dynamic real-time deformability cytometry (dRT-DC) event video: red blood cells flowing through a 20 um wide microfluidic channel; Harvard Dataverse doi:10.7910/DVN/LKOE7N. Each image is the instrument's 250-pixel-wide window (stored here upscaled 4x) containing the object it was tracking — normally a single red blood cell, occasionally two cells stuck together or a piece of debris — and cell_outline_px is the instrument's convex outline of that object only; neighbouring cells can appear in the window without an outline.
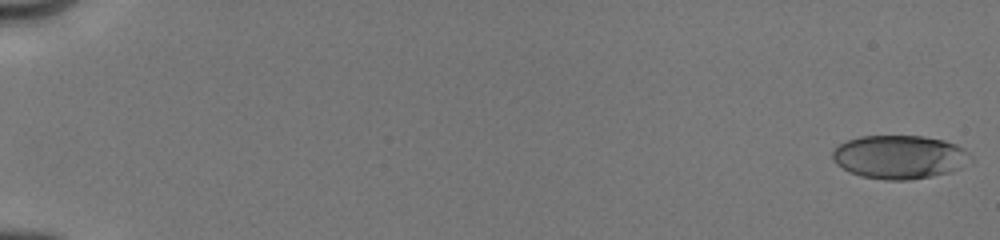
{"species": "human", "species_latin": "Homo sapiens", "temperature_condition": "cold", "stored_images_in_passage": 57, "camera_frame_rate_fps": 3000, "um_per_image_px": 0.085, "donor": {"sex": "male"}, "frame": {"image": 1, "passage_image": 1, "time_ms": 0.0, "image_size_px": [1000, 240], "cell_outline_px": [[972, 160], [960, 168], [952, 172], [932, 176], [908, 180], [884, 180], [860, 176], [836, 164], [832, 160], [832, 152], [840, 144], [848, 140], [860, 136], [924, 136], [944, 140], [956, 144], [964, 148], [972, 156]], "centroid_in_image_um": [76.49, 13.34], "position_along_channel_um": 8.5, "area_um2": 35.2}}
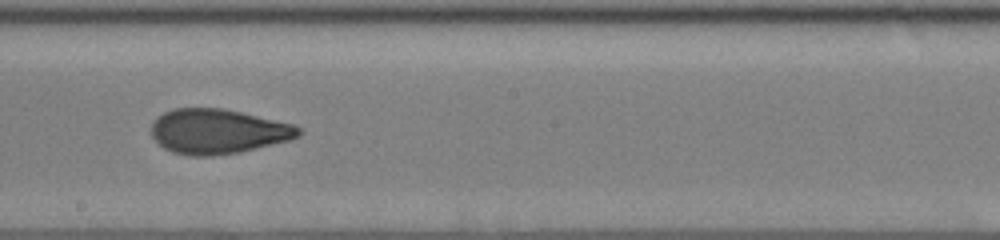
{"frame": {"image": 2, "passage_image": 32, "time_ms": 10.333, "image_size_px": [1000, 240], "cell_outline_px": [[300, 136], [288, 140], [240, 152], [212, 156], [192, 156], [172, 152], [164, 148], [152, 136], [152, 120], [156, 116], [172, 108], [224, 108], [296, 124], [300, 128]], "centroid_in_image_um": [18.51, 11.16], "position_along_channel_um": 229.7, "area_um2": 38.61}}
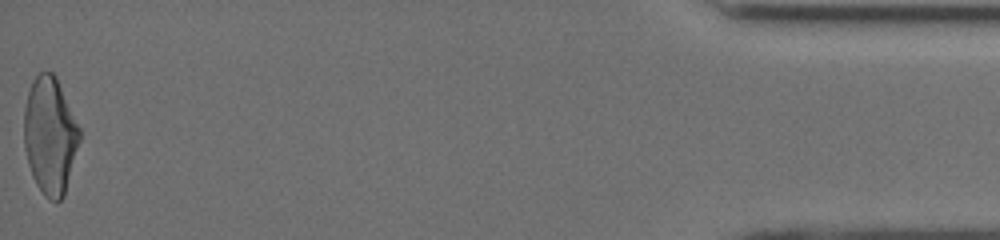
{"frame": {"image": 3, "passage_image": 57, "time_ms": 17.333, "image_size_px": [1000, 240], "cell_outline_px": [[80, 140], [64, 196], [60, 200], [48, 200], [44, 196], [36, 184], [32, 176], [28, 164], [24, 148], [24, 108], [28, 92], [32, 80], [40, 72], [52, 72], [56, 76], [80, 128]], "centroid_in_image_um": [4.24, 11.53], "position_along_channel_um": 431.0, "area_um2": 37.97}, "authors_computed_cell_mechanics": {"area_um2": 37.6856, "velocity_mm_per_s": 4.0265, "shape_relaxation_time_tau1_ms": 4.5013, "shape_relaxation_time_tau2_ms": 1.4154, "deformation_change_tau1": 0.1822, "deformation_change_tau2": 0.0804}}